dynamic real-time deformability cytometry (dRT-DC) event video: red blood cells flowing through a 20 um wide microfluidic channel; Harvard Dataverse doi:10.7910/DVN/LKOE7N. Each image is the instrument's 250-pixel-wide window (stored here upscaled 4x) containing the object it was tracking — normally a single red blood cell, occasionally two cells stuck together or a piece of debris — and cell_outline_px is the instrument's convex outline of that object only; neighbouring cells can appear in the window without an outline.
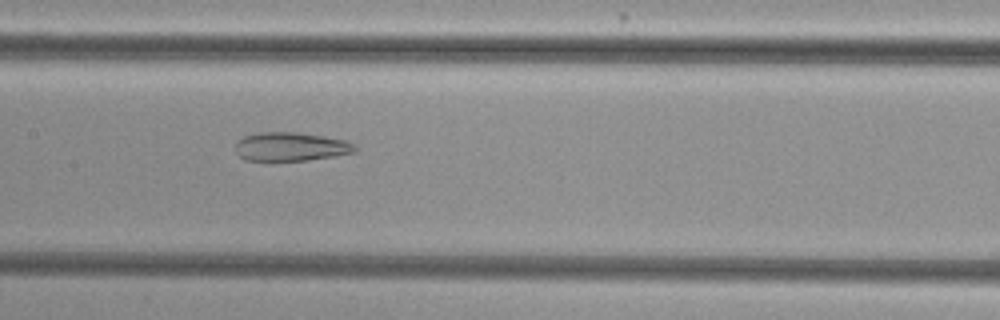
{"species": "common noctule bat (a hibernating species)", "species_latin": "Nyctalus noctula", "temperature_condition": "cold", "stored_images_in_passage": 54, "camera_frame_rate_fps": 3000, "um_per_image_px": 0.085, "animal": {"sex": "female", "body_mass_g": 29.2, "forearm_length_mm": 56.3}, "frame": {"image": 1, "passage_image": 27, "time_ms": 8.667, "image_size_px": [1000, 320], "cell_outline_px": [[356, 152], [308, 160], [244, 160], [236, 152], [236, 140], [244, 136], [260, 132], [296, 132], [324, 136], [348, 140], [356, 144]], "centroid_in_image_um": [24.73, 12.45], "position_along_channel_um": 182.7, "area_um2": 20.06}}
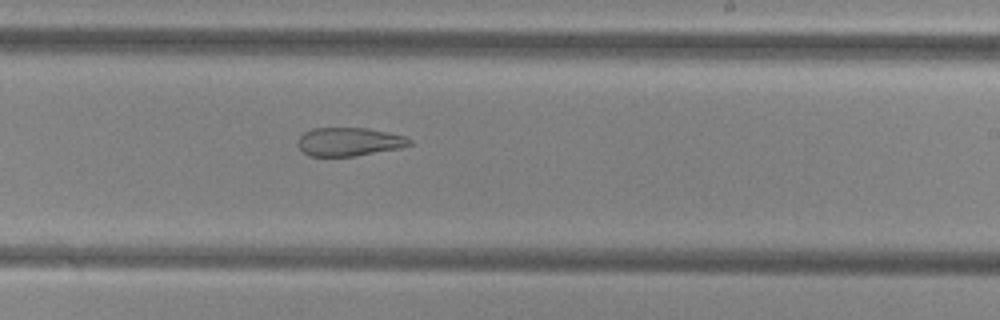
{"frame": {"image": 2, "passage_image": 33, "time_ms": 10.667, "image_size_px": [1000, 320], "cell_outline_px": [[412, 144], [400, 148], [352, 156], [308, 156], [296, 144], [300, 136], [304, 132], [312, 128], [368, 128], [404, 136], [412, 140]], "centroid_in_image_um": [29.65, 12.04], "position_along_channel_um": 259.4, "area_um2": 18.44}}
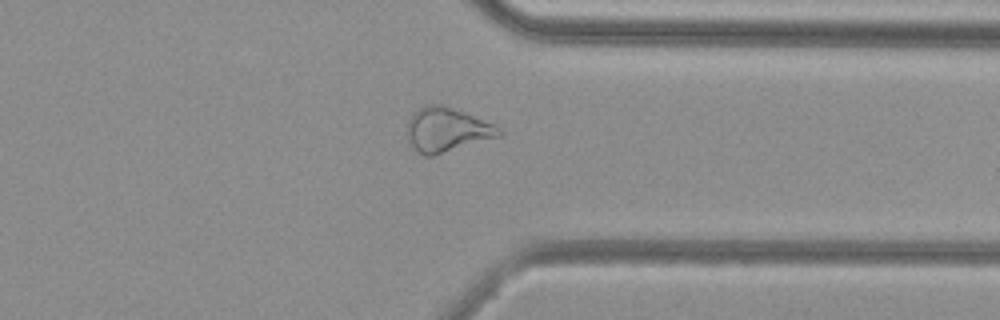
{"frame": {"image": 3, "passage_image": 42, "time_ms": 13.667, "image_size_px": [1000, 320], "cell_outline_px": [[504, 132], [500, 136], [432, 156], [424, 156], [408, 140], [408, 120], [412, 112], [424, 104], [440, 104], [464, 112], [496, 124]], "centroid_in_image_um": [38.0, 11.0], "position_along_channel_um": 373.4, "area_um2": 23.58}, "authors_computed_cell_mechanics": {"area_um2": 26.6169, "velocity_mm_per_s": 3.8406, "shape_relaxation_time_tau1_ms": null, "shape_relaxation_time_tau2_ms": 2.7816, "deformation_change_tau1": null, "deformation_change_tau2": 0.1167}}